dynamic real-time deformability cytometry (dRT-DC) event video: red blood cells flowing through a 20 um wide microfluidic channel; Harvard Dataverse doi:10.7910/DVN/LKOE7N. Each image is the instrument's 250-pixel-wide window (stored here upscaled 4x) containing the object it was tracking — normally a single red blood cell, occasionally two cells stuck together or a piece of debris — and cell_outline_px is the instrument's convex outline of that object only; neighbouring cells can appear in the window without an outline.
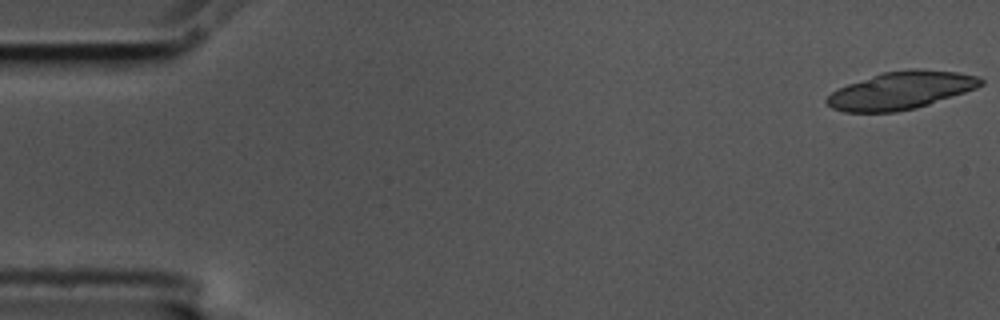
{"species": "common noctule bat (a hibernating species)", "species_latin": "Nyctalus noctula", "temperature_condition": "cold", "stored_images_in_passage": 18, "camera_frame_rate_fps": 3000, "um_per_image_px": 0.085, "animal": {"sex": "male", "body_mass_g": 17.5, "forearm_length_mm": 52.3}, "frame": {"image": 1, "passage_image": 1, "time_ms": 0.0, "image_size_px": [1000, 320], "cell_outline_px": [[984, 84], [976, 88], [916, 108], [896, 112], [844, 112], [832, 108], [824, 100], [832, 92], [848, 84], [880, 72], [908, 68], [920, 68], [956, 72], [980, 76], [984, 80]], "centroid_in_image_um": [76.59, 7.67], "position_along_channel_um": 8.4, "area_um2": 33.87}}